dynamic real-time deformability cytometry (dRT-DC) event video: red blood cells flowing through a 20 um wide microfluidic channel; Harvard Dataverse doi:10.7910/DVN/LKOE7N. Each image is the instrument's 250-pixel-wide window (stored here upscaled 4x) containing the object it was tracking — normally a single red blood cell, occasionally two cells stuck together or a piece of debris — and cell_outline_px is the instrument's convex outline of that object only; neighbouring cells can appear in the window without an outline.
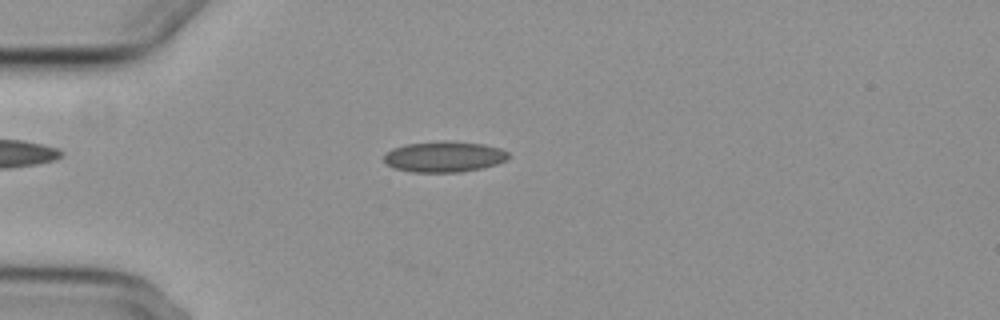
{"species": "common noctule bat (a hibernating species)", "species_latin": "Nyctalus noctula", "temperature_condition": "cold", "stored_images_in_passage": 41, "camera_frame_rate_fps": 3000, "um_per_image_px": 0.085, "animal": {"sex": "female", "body_mass_g": 29.2, "forearm_length_mm": 56.3}, "frame": {"image": 1, "passage_image": 1, "time_ms": 0.0, "image_size_px": [1000, 320], "cell_outline_px": [[512, 156], [508, 160], [496, 164], [480, 168], [460, 172], [412, 172], [392, 168], [384, 164], [384, 156], [392, 148], [404, 144], [444, 140], [484, 144], [500, 148], [508, 152]], "centroid_in_image_um": [37.75, 13.31], "position_along_channel_um": 47.3, "area_um2": 22.66}}
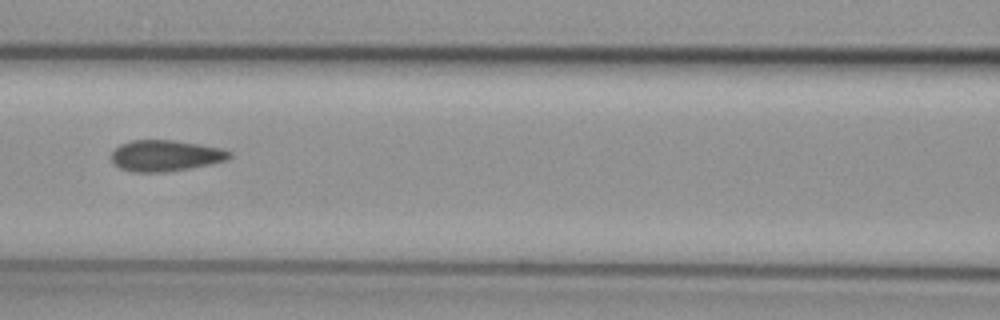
{"frame": {"image": 2, "passage_image": 11, "time_ms": 3.333, "image_size_px": [1000, 320], "cell_outline_px": [[232, 156], [228, 160], [188, 168], [164, 172], [132, 172], [120, 168], [112, 164], [112, 152], [120, 144], [132, 140], [172, 140], [200, 144], [224, 148], [232, 152]], "centroid_in_image_um": [14.07, 13.22], "position_along_channel_um": 152.5, "area_um2": 21.5}}
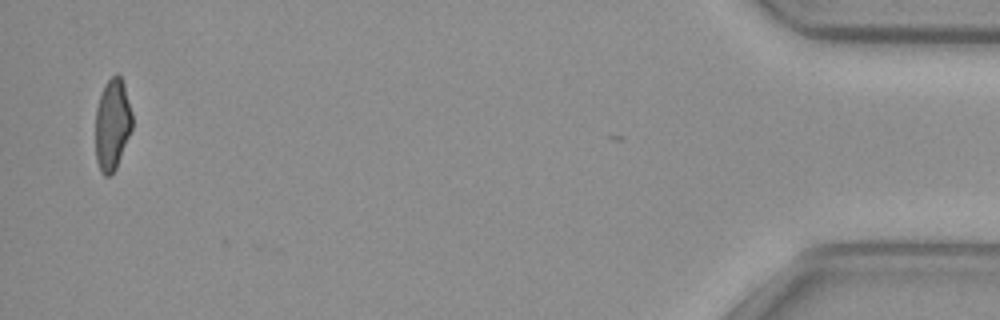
{"frame": {"image": 3, "passage_image": 40, "time_ms": 13.0, "image_size_px": [1000, 320], "cell_outline_px": [[132, 128], [116, 168], [112, 176], [104, 176], [100, 172], [96, 160], [96, 108], [104, 84], [116, 72], [120, 76], [124, 84], [132, 112]], "centroid_in_image_um": [9.54, 10.59], "position_along_channel_um": 425.7, "area_um2": 19.65}, "authors_computed_cell_mechanics": {"area_um2": 21.5016, "velocity_mm_per_s": 3.7317, "shape_relaxation_time_tau1_ms": null, "shape_relaxation_time_tau2_ms": 1.2688, "deformation_change_tau1": null, "deformation_change_tau2": 0.0774}}